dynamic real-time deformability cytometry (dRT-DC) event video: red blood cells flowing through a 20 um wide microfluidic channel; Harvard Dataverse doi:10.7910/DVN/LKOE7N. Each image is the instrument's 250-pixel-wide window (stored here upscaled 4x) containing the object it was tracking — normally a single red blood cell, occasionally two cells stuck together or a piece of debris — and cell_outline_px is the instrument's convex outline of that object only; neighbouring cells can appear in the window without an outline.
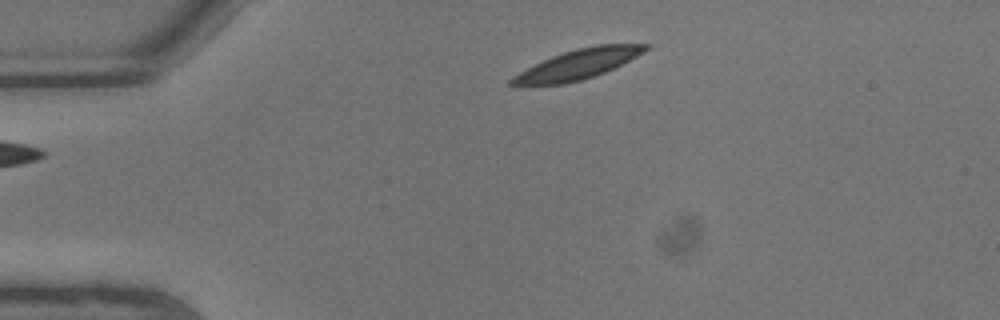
{"species": "common noctule bat (a hibernating species)", "species_latin": "Nyctalus noctula", "temperature_condition": "warm", "stored_images_in_passage": 4, "camera_frame_rate_fps": 3000, "um_per_image_px": 0.085, "animal": {"sex": "male", "body_mass_g": 13.3}, "frame": {"image": 1, "passage_image": 1, "time_ms": 0.0, "image_size_px": [1000, 320], "cell_outline_px": [[652, 48], [604, 72], [580, 80], [564, 84], [508, 84], [508, 80], [512, 76], [552, 56], [576, 48], [596, 44], [652, 44]], "centroid_in_image_um": [49.17, 5.43], "position_along_channel_um": 35.8, "area_um2": 22.66}}
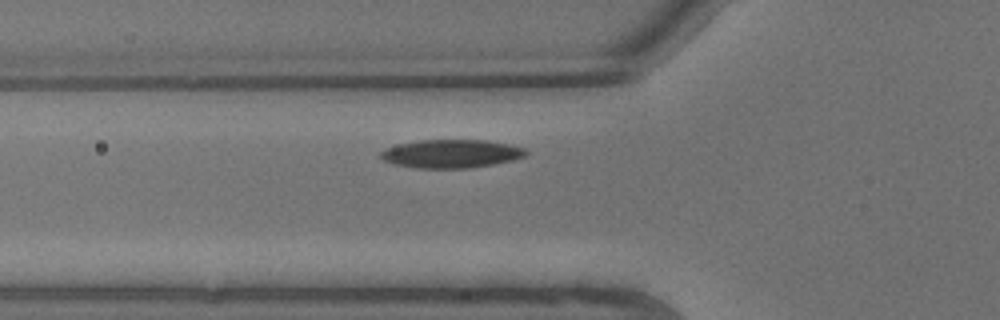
{"frame": {"image": 2, "passage_image": 4, "time_ms": 1.0, "image_size_px": [1000, 320], "cell_outline_px": [[528, 152], [524, 156], [512, 160], [492, 164], [468, 168], [412, 168], [392, 164], [384, 160], [380, 156], [380, 152], [388, 148], [400, 144], [420, 140], [484, 140], [508, 144], [524, 148]], "centroid_in_image_um": [38.33, 13.07], "position_along_channel_um": 87.5, "area_um2": 23.81}}